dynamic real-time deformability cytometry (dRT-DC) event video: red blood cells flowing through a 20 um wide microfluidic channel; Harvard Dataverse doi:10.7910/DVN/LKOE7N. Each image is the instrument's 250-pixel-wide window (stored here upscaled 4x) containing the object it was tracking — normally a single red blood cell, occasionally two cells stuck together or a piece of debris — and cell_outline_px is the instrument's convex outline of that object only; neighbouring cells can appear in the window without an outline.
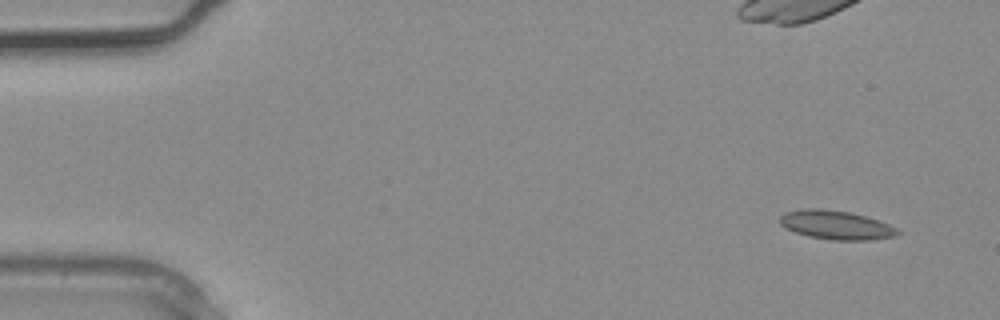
{"species": "common noctule bat (a hibernating species)", "species_latin": "Nyctalus noctula", "temperature_condition": "warm", "stored_images_in_passage": 3, "camera_frame_rate_fps": 3000, "um_per_image_px": 0.085, "animal": {"sex": "male", "body_mass_g": 20.4}, "frame": {"image": 1, "passage_image": 1, "time_ms": 0.0, "image_size_px": [1000, 320], "cell_outline_px": [[900, 232], [896, 236], [868, 240], [832, 240], [808, 236], [784, 228], [780, 224], [780, 216], [784, 212], [808, 208], [824, 208], [848, 212], [880, 220], [896, 228]], "centroid_in_image_um": [71.04, 19.12], "position_along_channel_um": 14.0, "area_um2": 19.83}}